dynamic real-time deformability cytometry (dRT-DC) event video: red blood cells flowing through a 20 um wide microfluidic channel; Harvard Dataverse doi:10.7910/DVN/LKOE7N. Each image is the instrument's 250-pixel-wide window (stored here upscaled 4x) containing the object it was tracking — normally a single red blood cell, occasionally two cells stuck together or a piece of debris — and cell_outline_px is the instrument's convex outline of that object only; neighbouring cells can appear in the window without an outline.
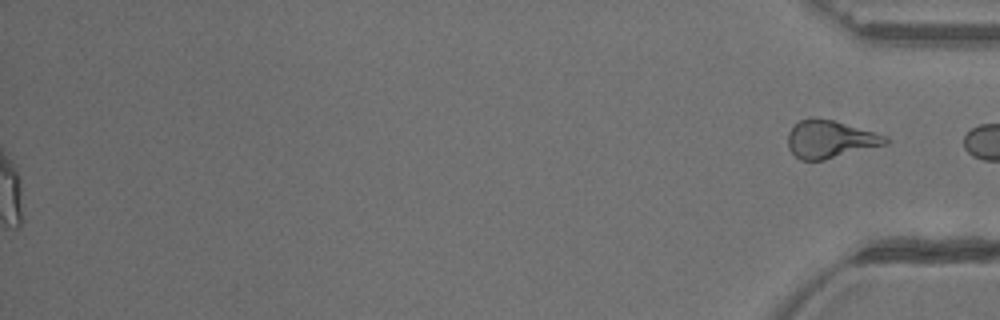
{"species": "common noctule bat (a hibernating species)", "species_latin": "Nyctalus noctula", "temperature_condition": "warm", "stored_images_in_passage": 54, "segment_of_instrument_passage": [2, 2], "camera_frame_rate_fps": 3000, "um_per_image_px": 0.085, "animal": {"sex": "female"}, "frame": {"image": 1, "passage_image": 54, "time_ms": 17.667, "image_size_px": [1000, 320], "cell_outline_px": [[888, 144], [824, 160], [800, 160], [788, 148], [788, 132], [800, 120], [812, 116], [832, 120], [888, 136]], "centroid_in_image_um": [70.55, 11.83], "position_along_channel_um": 364.6, "area_um2": 21.39}}